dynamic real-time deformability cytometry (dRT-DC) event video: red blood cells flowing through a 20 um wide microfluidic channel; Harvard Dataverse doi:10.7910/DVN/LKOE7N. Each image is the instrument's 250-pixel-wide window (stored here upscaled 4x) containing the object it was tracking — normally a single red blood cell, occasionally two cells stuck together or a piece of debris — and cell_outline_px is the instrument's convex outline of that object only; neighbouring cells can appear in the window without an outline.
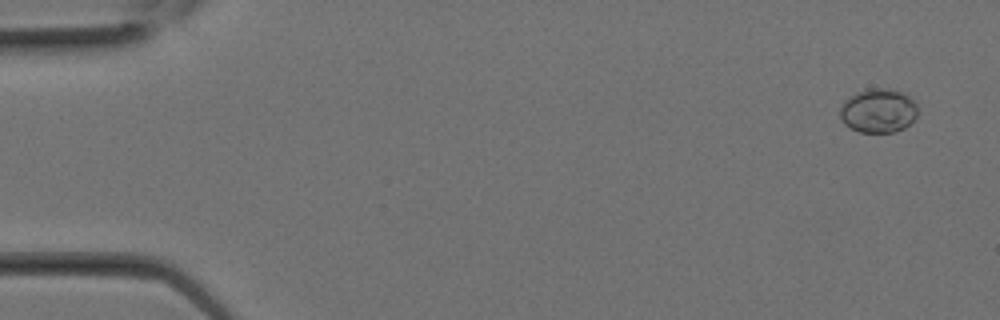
{"species": "Egyptian fruit bat (a non-hibernating species)", "species_latin": "Rousettus aegyptiacus", "temperature_condition": "room temperature", "stored_images_in_passage": 7, "camera_frame_rate_fps": 3000, "um_per_image_px": 0.085, "animal": {"sex": "female"}, "frame": {"image": 1, "passage_image": 2, "time_ms": 0.333, "image_size_px": [1000, 320], "cell_outline_px": [[916, 116], [904, 128], [896, 132], [860, 132], [844, 124], [840, 120], [840, 108], [844, 100], [848, 96], [856, 92], [872, 88], [884, 88], [900, 92], [908, 96], [916, 104]], "centroid_in_image_um": [74.61, 9.41], "position_along_channel_um": 10.4, "area_um2": 19.83}}